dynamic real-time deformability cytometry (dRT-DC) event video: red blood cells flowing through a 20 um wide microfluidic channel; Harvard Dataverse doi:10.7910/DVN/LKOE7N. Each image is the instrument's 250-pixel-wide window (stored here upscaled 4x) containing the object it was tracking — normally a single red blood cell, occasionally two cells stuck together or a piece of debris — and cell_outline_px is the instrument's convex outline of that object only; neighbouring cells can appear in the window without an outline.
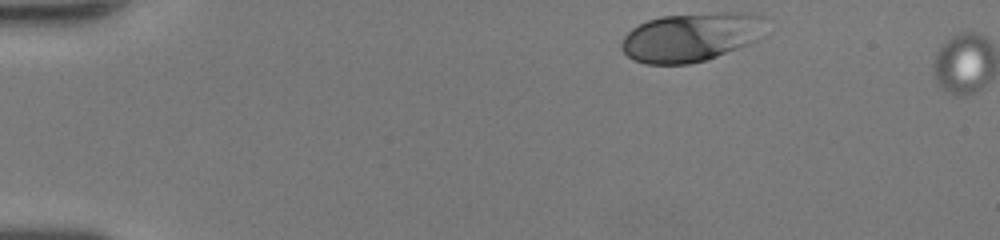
{"species": "human", "species_latin": "Homo sapiens", "temperature_condition": "room temperature", "stored_images_in_passage": 2, "segment_of_instrument_passage": [1, 2], "camera_frame_rate_fps": 3000, "um_per_image_px": 0.085, "donor": {"sex": "female"}, "frame": {"image": 1, "passage_image": 1, "time_ms": 0.0, "image_size_px": [1000, 240], "cell_outline_px": [[764, 16], [756, 40], [748, 44], [716, 56], [704, 60], [688, 64], [648, 64], [632, 60], [620, 48], [620, 44], [624, 36], [632, 28], [648, 20], [660, 16], [716, 12], [752, 12]], "centroid_in_image_um": [58.67, 3.14], "position_along_channel_um": 26.3, "area_um2": 40.81}}